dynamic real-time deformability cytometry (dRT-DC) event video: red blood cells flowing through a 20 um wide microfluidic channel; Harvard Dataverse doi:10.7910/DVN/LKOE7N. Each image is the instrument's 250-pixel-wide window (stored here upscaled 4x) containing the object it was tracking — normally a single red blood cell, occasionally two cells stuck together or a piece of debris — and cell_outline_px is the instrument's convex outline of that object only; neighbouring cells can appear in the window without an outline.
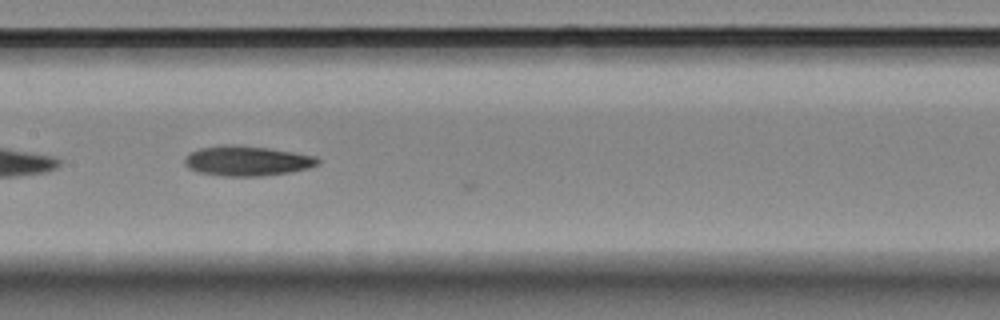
{"species": "Egyptian fruit bat (a non-hibernating species)", "species_latin": "Rousettus aegyptiacus", "temperature_condition": "room temperature", "stored_images_in_passage": 14, "camera_frame_rate_fps": 3000, "um_per_image_px": 0.085, "animal": {"sex": "female"}, "frame": {"image": 1, "passage_image": 12, "time_ms": 3.667, "image_size_px": [1000, 320], "cell_outline_px": [[320, 164], [308, 168], [292, 172], [260, 176], [220, 176], [196, 172], [188, 168], [184, 164], [184, 156], [188, 152], [200, 148], [224, 144], [232, 144], [268, 148], [316, 156], [320, 160]], "centroid_in_image_um": [20.95, 13.67], "position_along_channel_um": 186.5, "area_um2": 23.58}}